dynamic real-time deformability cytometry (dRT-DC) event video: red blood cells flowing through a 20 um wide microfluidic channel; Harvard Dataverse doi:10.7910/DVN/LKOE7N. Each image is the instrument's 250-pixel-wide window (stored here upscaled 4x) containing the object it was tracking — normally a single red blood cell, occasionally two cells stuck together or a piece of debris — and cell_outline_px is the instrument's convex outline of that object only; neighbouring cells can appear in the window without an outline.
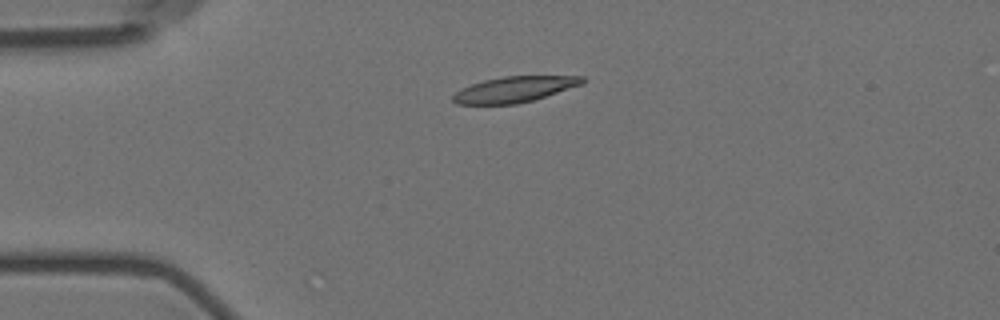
{"species": "Egyptian fruit bat (a non-hibernating species)", "species_latin": "Rousettus aegyptiacus", "temperature_condition": "room temperature", "stored_images_in_passage": 3, "camera_frame_rate_fps": 3000, "um_per_image_px": 0.085, "animal": {"sex": "female"}, "frame": {"image": 1, "passage_image": 1, "time_ms": 0.0, "image_size_px": [1000, 320], "cell_outline_px": [[588, 80], [580, 84], [532, 100], [516, 104], [456, 104], [452, 100], [452, 96], [460, 88], [484, 80], [504, 76], [584, 76]], "centroid_in_image_um": [43.68, 7.59], "position_along_channel_um": 41.3, "area_um2": 19.13}}
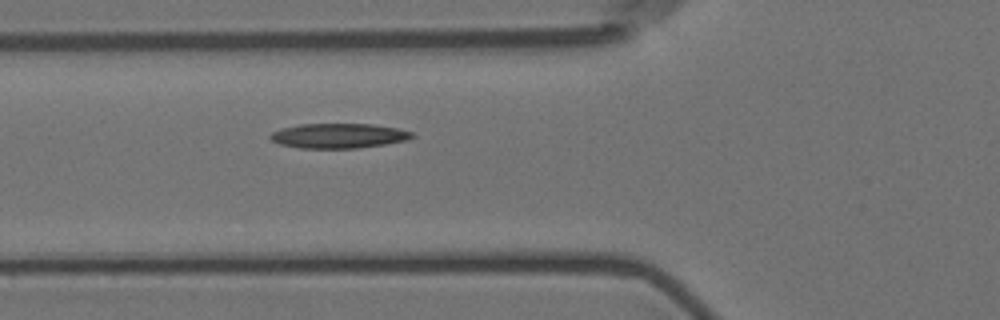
{"frame": {"image": 2, "passage_image": 3, "time_ms": 2.333, "image_size_px": [1000, 320], "cell_outline_px": [[416, 136], [408, 140], [360, 148], [300, 148], [280, 144], [272, 140], [268, 136], [272, 132], [280, 128], [300, 124], [372, 124], [396, 128], [412, 132]], "centroid_in_image_um": [28.78, 11.54], "position_along_channel_um": 97.0, "area_um2": 20.52}}